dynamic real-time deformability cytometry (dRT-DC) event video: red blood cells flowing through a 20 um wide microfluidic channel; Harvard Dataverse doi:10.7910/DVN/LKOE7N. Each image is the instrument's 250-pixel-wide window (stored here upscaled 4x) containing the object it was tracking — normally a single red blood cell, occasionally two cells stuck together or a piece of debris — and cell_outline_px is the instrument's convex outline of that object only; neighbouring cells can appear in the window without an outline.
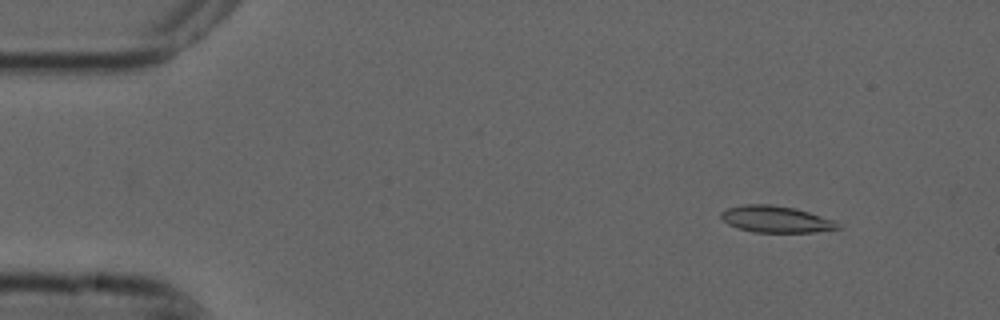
{"species": "common noctule bat (a hibernating species)", "species_latin": "Nyctalus noctula", "temperature_condition": "cold", "stored_images_in_passage": 3, "camera_frame_rate_fps": 3000, "um_per_image_px": 0.085, "animal": {"sex": "male", "forearm_length_mm": 52.5}, "frame": {"image": 1, "passage_image": 2, "time_ms": 0.333, "image_size_px": [1000, 320], "cell_outline_px": [[844, 228], [816, 232], [752, 232], [728, 224], [720, 216], [720, 212], [728, 208], [744, 204], [772, 204], [796, 208], [836, 220]], "centroid_in_image_um": [66.02, 18.63], "position_along_channel_um": 19.0, "area_um2": 18.32}}